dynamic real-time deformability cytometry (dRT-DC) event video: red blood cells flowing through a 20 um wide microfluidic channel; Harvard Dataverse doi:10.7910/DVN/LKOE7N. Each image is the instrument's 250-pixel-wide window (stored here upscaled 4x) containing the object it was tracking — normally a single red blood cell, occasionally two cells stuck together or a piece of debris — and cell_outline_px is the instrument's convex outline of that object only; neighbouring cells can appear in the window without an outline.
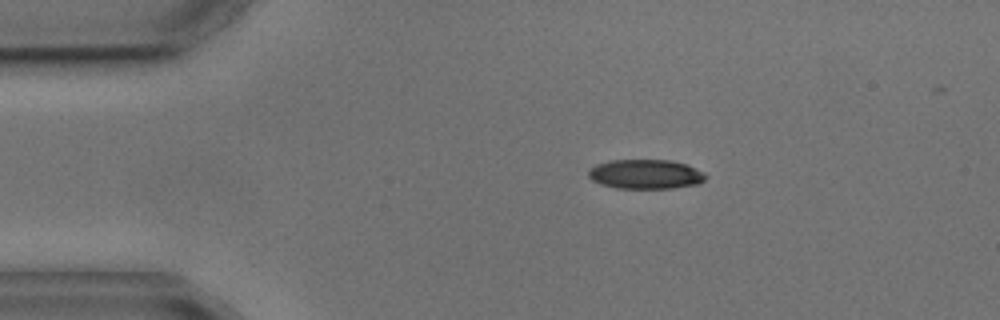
{"species": "common noctule bat (a hibernating species)", "species_latin": "Nyctalus noctula", "temperature_condition": "cold", "stored_images_in_passage": 7, "camera_frame_rate_fps": 3000, "um_per_image_px": 0.085, "animal": {"sex": "male", "body_mass_g": 17.9, "forearm_length_mm": 54.2}, "frame": {"image": 1, "passage_image": 1, "time_ms": 0.0, "image_size_px": [1000, 320], "cell_outline_px": [[708, 176], [700, 184], [672, 188], [616, 188], [600, 184], [592, 180], [588, 176], [588, 172], [596, 164], [608, 160], [672, 160], [688, 164], [704, 172]], "centroid_in_image_um": [54.91, 14.8], "position_along_channel_um": 30.1, "area_um2": 20.35}}
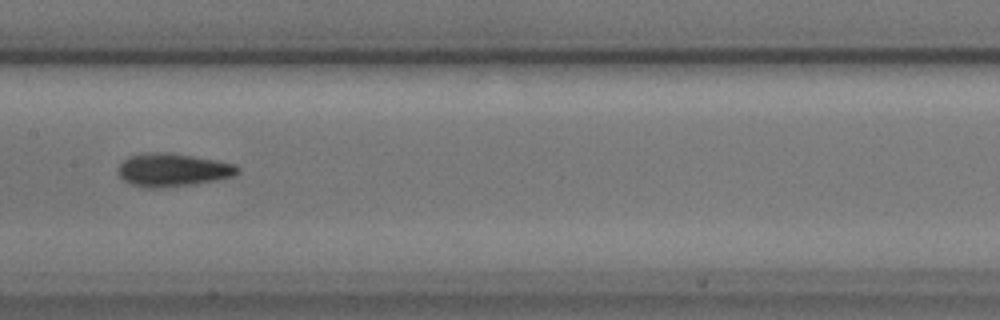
{"frame": {"image": 2, "passage_image": 5, "time_ms": 5.667, "image_size_px": [1000, 320], "cell_outline_px": [[240, 172], [232, 176], [212, 180], [188, 184], [152, 188], [148, 188], [132, 184], [124, 180], [116, 172], [120, 164], [128, 156], [144, 152], [168, 152], [216, 160], [236, 164], [240, 168]], "centroid_in_image_um": [14.65, 14.41], "position_along_channel_um": 192.8, "area_um2": 22.77}}
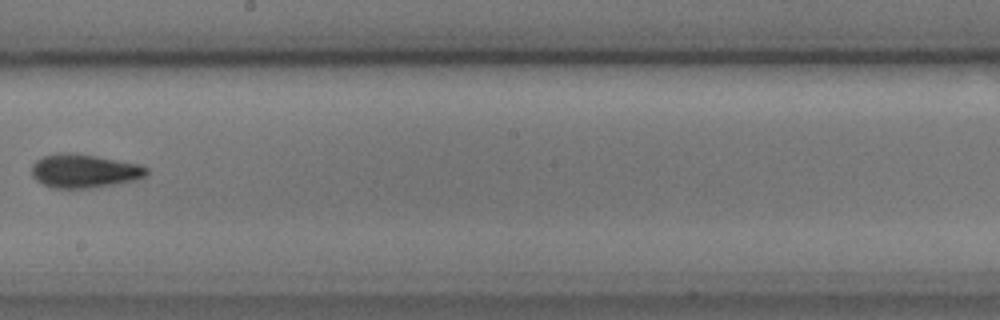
{"frame": {"image": 3, "passage_image": 6, "time_ms": 7.0, "image_size_px": [1000, 320], "cell_outline_px": [[148, 172], [144, 176], [136, 180], [116, 184], [88, 188], [52, 188], [36, 180], [32, 176], [32, 164], [36, 160], [44, 156], [60, 152], [68, 152], [96, 156], [140, 164], [148, 168]], "centroid_in_image_um": [7.15, 14.53], "position_along_channel_um": 241.0, "area_um2": 22.54}}